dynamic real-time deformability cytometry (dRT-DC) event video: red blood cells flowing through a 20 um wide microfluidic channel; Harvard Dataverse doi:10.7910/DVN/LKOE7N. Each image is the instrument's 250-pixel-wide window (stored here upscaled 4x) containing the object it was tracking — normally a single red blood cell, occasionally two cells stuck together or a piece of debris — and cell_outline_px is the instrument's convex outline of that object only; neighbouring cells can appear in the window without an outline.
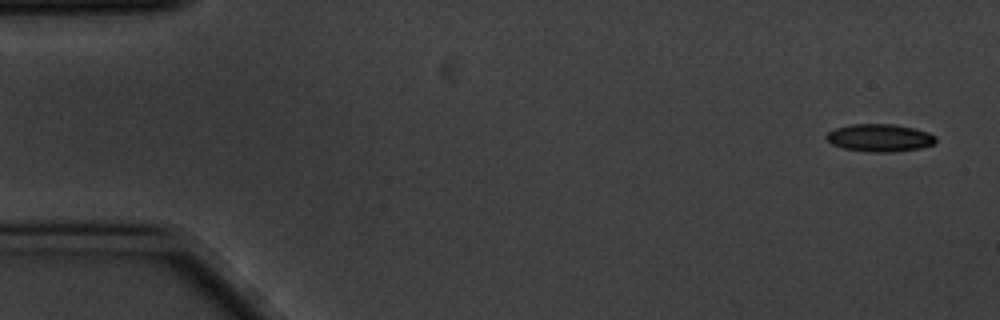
{"species": "common noctule bat (a hibernating species)", "species_latin": "Nyctalus noctula", "temperature_condition": "cold", "stored_images_in_passage": 6, "segment_of_instrument_passage": [1, 2], "camera_frame_rate_fps": 3000, "um_per_image_px": 0.085, "animal": {"sex": "male", "body_mass_g": 20.1, "forearm_length_mm": 53.5}, "frame": {"image": 1, "passage_image": 1, "time_ms": 0.0, "image_size_px": [1000, 320], "cell_outline_px": [[936, 144], [920, 148], [892, 152], [864, 152], [844, 148], [832, 144], [824, 136], [828, 132], [836, 128], [852, 124], [892, 124], [912, 128], [928, 132], [936, 136]], "centroid_in_image_um": [74.78, 11.72], "position_along_channel_um": 10.2, "area_um2": 17.63}}
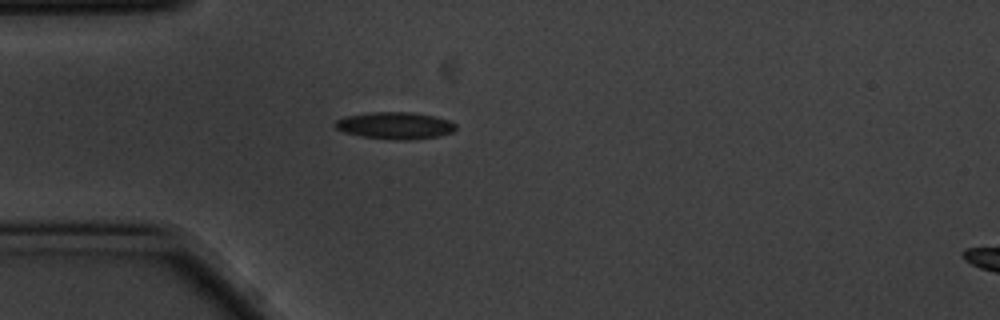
{"frame": {"image": 2, "passage_image": 5, "time_ms": 1.333, "image_size_px": [1000, 320], "cell_outline_px": [[456, 128], [452, 132], [440, 136], [412, 140], [396, 140], [360, 136], [344, 132], [336, 128], [332, 124], [336, 120], [344, 116], [372, 112], [412, 112], [432, 116], [448, 120], [456, 124]], "centroid_in_image_um": [33.56, 10.68], "position_along_channel_um": 51.4, "area_um2": 19.07}}